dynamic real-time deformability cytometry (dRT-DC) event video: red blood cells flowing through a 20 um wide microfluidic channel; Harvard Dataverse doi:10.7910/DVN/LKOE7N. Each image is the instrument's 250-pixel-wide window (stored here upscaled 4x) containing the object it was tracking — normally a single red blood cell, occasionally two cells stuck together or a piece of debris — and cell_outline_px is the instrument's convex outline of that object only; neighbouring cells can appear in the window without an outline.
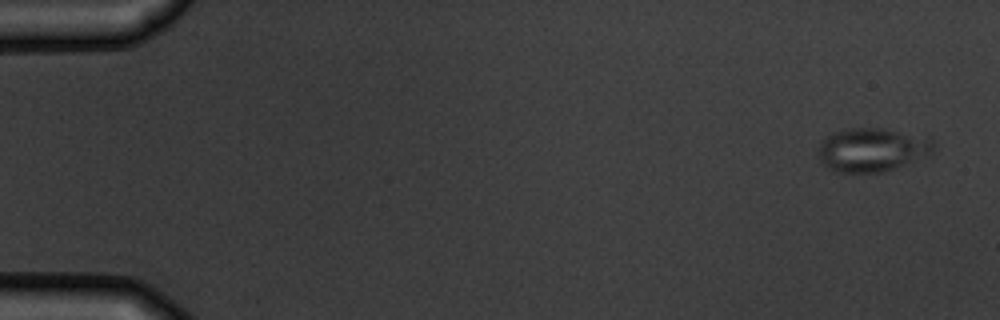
{"species": "common noctule bat (a hibernating species)", "species_latin": "Nyctalus noctula", "temperature_condition": "warm", "stored_images_in_passage": 6, "camera_frame_rate_fps": 3000, "um_per_image_px": 0.085, "animal": {"sex": "male", "body_mass_g": 19.5, "forearm_length_mm": 54.6}, "frame": {"image": 1, "passage_image": 1, "time_ms": 0.0, "image_size_px": [1000, 320], "cell_outline_px": [[936, 144], [932, 152], [928, 156], [880, 172], [840, 172], [824, 164], [820, 160], [816, 152], [820, 140], [824, 136], [848, 128], [880, 128], [932, 140]], "centroid_in_image_um": [74.05, 12.72], "position_along_channel_um": 10.9, "area_um2": 28.78}}